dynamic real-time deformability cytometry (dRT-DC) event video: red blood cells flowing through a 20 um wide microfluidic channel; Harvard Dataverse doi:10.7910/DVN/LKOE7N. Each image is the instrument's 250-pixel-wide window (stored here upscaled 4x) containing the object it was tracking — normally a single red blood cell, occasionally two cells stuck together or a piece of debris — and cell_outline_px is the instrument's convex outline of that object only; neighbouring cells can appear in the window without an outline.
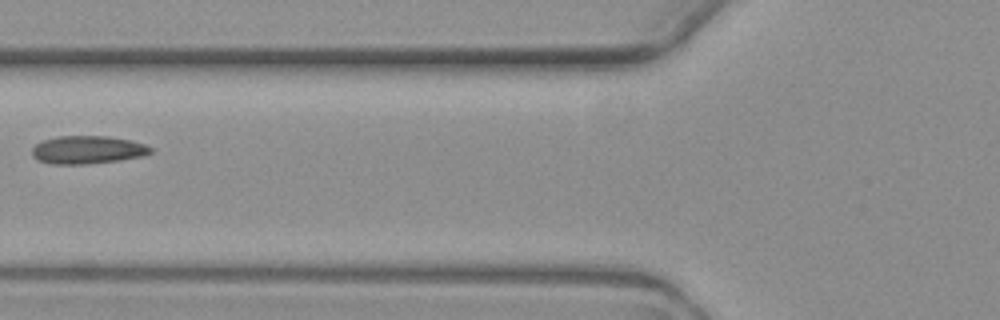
{"species": "common noctule bat (a hibernating species)", "species_latin": "Nyctalus noctula", "temperature_condition": "warm", "stored_images_in_passage": 6, "camera_frame_rate_fps": 3000, "um_per_image_px": 0.085, "animal": {"sex": "female", "body_mass_g": 19.3, "forearm_length_mm": 54.1}, "frame": {"image": 1, "passage_image": 5, "time_ms": 4.667, "image_size_px": [1000, 320], "cell_outline_px": [[152, 152], [144, 156], [120, 160], [84, 164], [52, 164], [36, 160], [32, 156], [32, 148], [36, 144], [44, 140], [60, 136], [108, 136], [128, 140], [144, 144], [152, 148]], "centroid_in_image_um": [7.43, 12.74], "position_along_channel_um": 118.4, "area_um2": 19.31}}
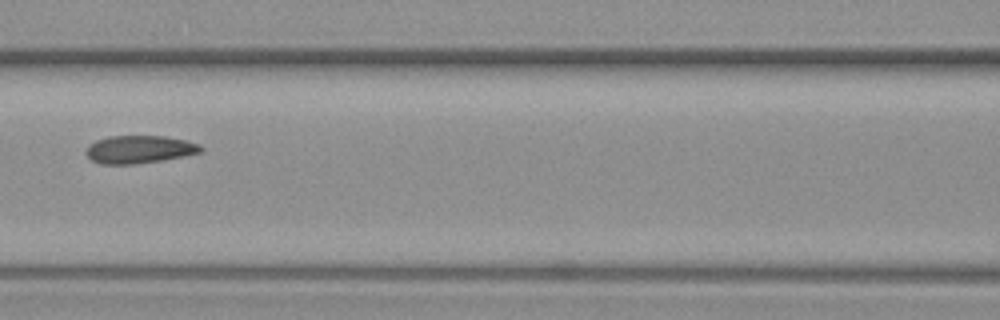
{"frame": {"image": 2, "passage_image": 6, "time_ms": 5.667, "image_size_px": [1000, 320], "cell_outline_px": [[204, 148], [200, 152], [184, 156], [160, 160], [132, 164], [100, 164], [92, 160], [84, 152], [88, 144], [96, 140], [108, 136], [164, 136], [184, 140], [200, 144]], "centroid_in_image_um": [11.8, 12.69], "position_along_channel_um": 154.8, "area_um2": 18.55}}